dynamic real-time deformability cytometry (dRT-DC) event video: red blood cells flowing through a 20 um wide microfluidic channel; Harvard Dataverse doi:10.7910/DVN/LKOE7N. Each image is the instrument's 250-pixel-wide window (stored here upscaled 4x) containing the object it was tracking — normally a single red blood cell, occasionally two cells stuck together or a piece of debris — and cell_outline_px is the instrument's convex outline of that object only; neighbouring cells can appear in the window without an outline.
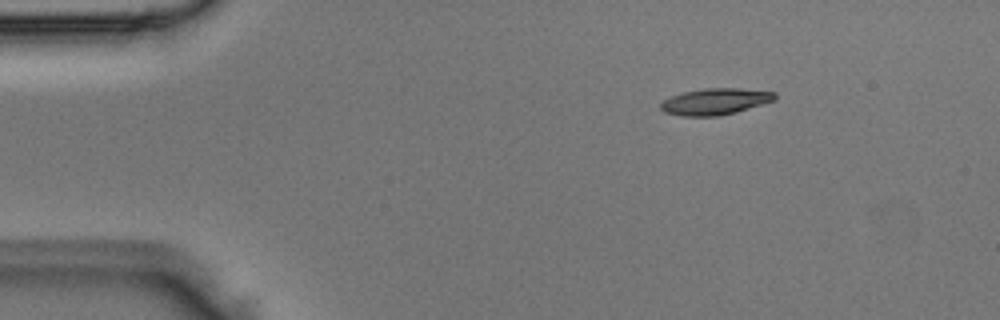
{"species": "Egyptian fruit bat (a non-hibernating species)", "species_latin": "Rousettus aegyptiacus", "temperature_condition": "room temperature", "stored_images_in_passage": 43, "camera_frame_rate_fps": 3000, "um_per_image_px": 0.085, "animal": {"sex": "male"}, "frame": {"image": 1, "passage_image": 1, "time_ms": 0.0, "image_size_px": [1000, 320], "cell_outline_px": [[776, 100], [736, 112], [716, 116], [680, 116], [664, 112], [660, 108], [660, 104], [664, 100], [672, 96], [684, 92], [704, 88], [740, 88], [776, 92]], "centroid_in_image_um": [60.8, 8.63], "position_along_channel_um": 24.2, "area_um2": 17.57}}
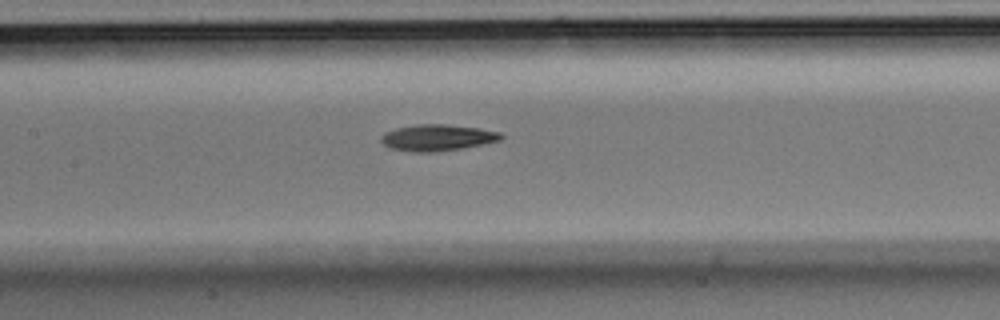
{"frame": {"image": 2, "passage_image": 17, "time_ms": 5.333, "image_size_px": [1000, 320], "cell_outline_px": [[504, 136], [500, 140], [464, 148], [436, 152], [412, 152], [388, 148], [380, 140], [380, 136], [384, 132], [396, 128], [416, 124], [444, 124], [480, 128], [500, 132]], "centroid_in_image_um": [37.14, 11.7], "position_along_channel_um": 170.3, "area_um2": 18.61}}
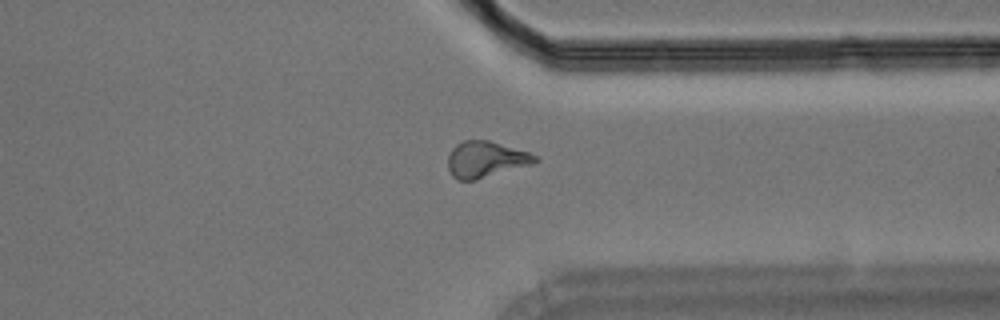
{"frame": {"image": 3, "passage_image": 32, "time_ms": 10.333, "image_size_px": [1000, 320], "cell_outline_px": [[540, 160], [532, 164], [476, 180], [456, 180], [452, 176], [448, 168], [448, 156], [452, 148], [456, 144], [464, 140], [488, 140], [528, 152], [536, 156]], "centroid_in_image_um": [41.26, 13.55], "position_along_channel_um": 370.1, "area_um2": 18.32}}